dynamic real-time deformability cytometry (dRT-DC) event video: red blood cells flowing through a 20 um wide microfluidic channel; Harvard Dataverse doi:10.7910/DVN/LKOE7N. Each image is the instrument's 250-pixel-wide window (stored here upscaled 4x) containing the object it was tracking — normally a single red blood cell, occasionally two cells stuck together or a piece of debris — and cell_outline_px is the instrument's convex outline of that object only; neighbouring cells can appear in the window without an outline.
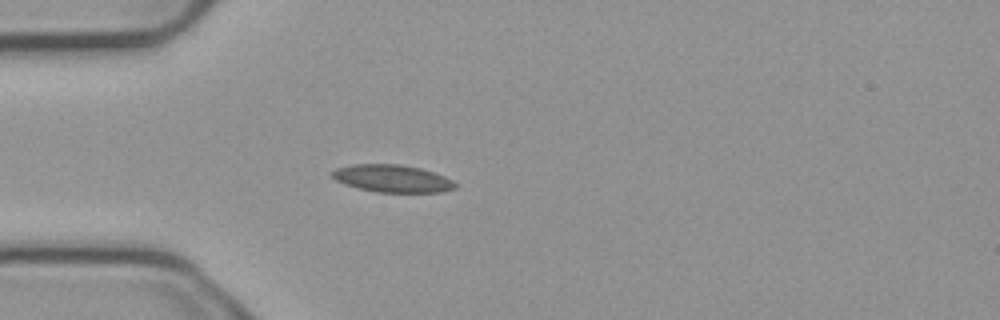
{"species": "common noctule bat (a hibernating species)", "species_latin": "Nyctalus noctula", "temperature_condition": "cold", "stored_images_in_passage": 1, "camera_frame_rate_fps": 3000, "um_per_image_px": 0.085, "animal": {"sex": "male", "body_mass_g": 23.1, "forearm_length_mm": 52.7}, "frame": {"image": 1, "passage_image": 1, "time_ms": 0.0, "image_size_px": [1000, 320], "cell_outline_px": [[460, 184], [456, 188], [440, 192], [376, 192], [344, 184], [336, 180], [328, 172], [336, 168], [352, 164], [400, 164], [420, 168], [444, 176]], "centroid_in_image_um": [33.34, 15.17], "position_along_channel_um": 51.7, "area_um2": 19.77}}